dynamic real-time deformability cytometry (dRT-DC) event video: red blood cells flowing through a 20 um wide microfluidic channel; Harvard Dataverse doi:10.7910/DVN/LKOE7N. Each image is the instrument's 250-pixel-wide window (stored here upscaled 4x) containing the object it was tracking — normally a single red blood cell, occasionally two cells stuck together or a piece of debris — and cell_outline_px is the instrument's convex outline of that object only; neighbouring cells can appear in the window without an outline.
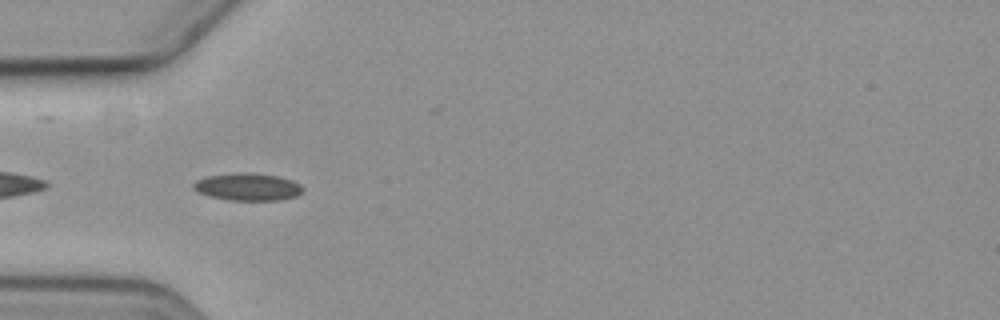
{"species": "common noctule bat (a hibernating species)", "species_latin": "Nyctalus noctula", "temperature_condition": "cold", "stored_images_in_passage": 7, "camera_frame_rate_fps": 3000, "um_per_image_px": 0.085, "animal": {"sex": "female", "body_mass_g": 19.3, "forearm_length_mm": 54.1}, "frame": {"image": 1, "passage_image": 4, "time_ms": 3.333, "image_size_px": [1000, 320], "cell_outline_px": [[304, 192], [296, 196], [280, 200], [228, 200], [212, 196], [200, 192], [192, 188], [192, 184], [196, 180], [208, 176], [240, 172], [252, 172], [276, 176], [292, 180], [300, 184], [304, 188]], "centroid_in_image_um": [21.09, 15.88], "position_along_channel_um": 63.9, "area_um2": 17.46}}
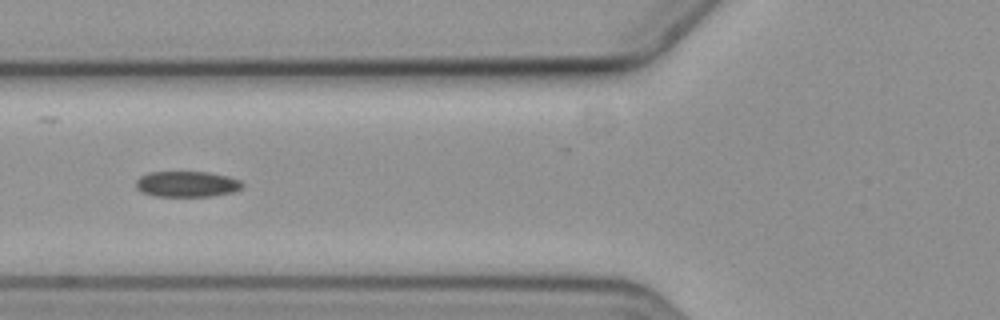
{"frame": {"image": 2, "passage_image": 5, "time_ms": 4.667, "image_size_px": [1000, 320], "cell_outline_px": [[244, 184], [240, 188], [232, 192], [212, 196], [152, 196], [140, 192], [136, 188], [136, 180], [140, 176], [148, 172], [208, 172], [228, 176], [240, 180]], "centroid_in_image_um": [15.85, 15.64], "position_along_channel_um": 110.0, "area_um2": 16.07}}